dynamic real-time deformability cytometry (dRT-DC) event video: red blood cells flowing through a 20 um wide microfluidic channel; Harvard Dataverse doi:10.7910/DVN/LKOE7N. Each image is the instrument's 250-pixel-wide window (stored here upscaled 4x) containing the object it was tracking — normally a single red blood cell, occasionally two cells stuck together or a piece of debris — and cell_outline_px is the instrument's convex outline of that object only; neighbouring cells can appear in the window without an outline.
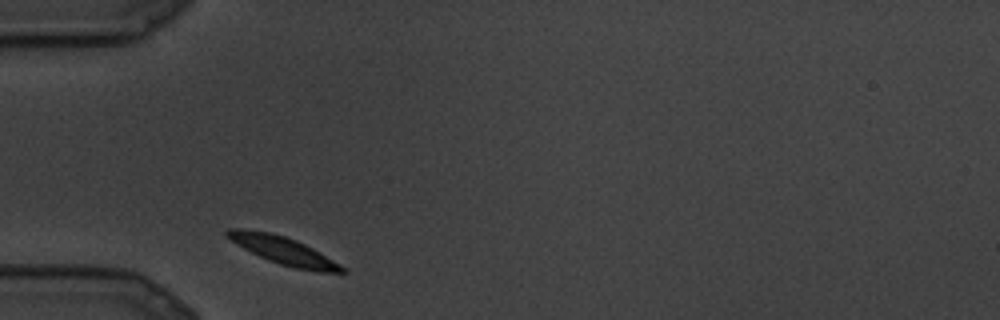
{"species": "common noctule bat (a hibernating species)", "species_latin": "Nyctalus noctula", "temperature_condition": "cold", "stored_images_in_passage": 3, "camera_frame_rate_fps": 3000, "um_per_image_px": 0.085, "animal": {"sex": "male", "body_mass_g": 19.5, "forearm_length_mm": 54.6}, "frame": {"image": 1, "passage_image": 1, "time_ms": 0.0, "image_size_px": [1000, 320], "cell_outline_px": [[348, 272], [320, 272], [296, 268], [280, 264], [268, 260], [236, 244], [224, 236], [224, 232], [228, 228], [244, 228], [272, 232], [296, 240], [312, 248], [340, 264]], "centroid_in_image_um": [24.02, 21.26], "position_along_channel_um": 61.0, "area_um2": 18.44}}
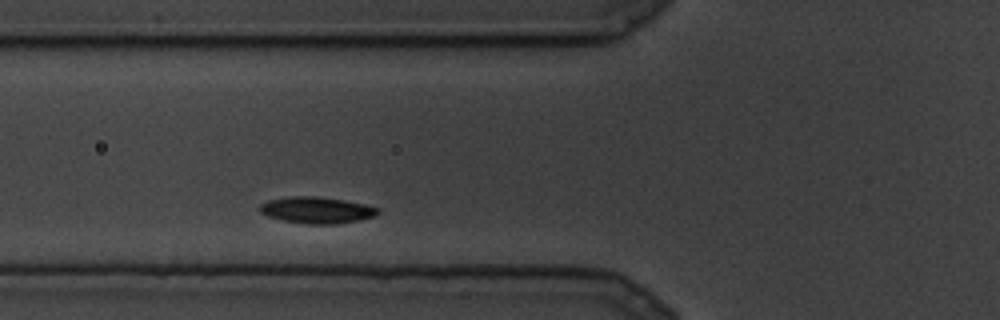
{"frame": {"image": 2, "passage_image": 3, "time_ms": 0.667, "image_size_px": [1000, 320], "cell_outline_px": [[380, 212], [376, 216], [356, 220], [332, 224], [308, 224], [280, 220], [268, 216], [260, 212], [260, 204], [268, 200], [288, 196], [316, 196], [344, 200], [364, 204], [380, 208]], "centroid_in_image_um": [26.91, 17.85], "position_along_channel_um": 98.9, "area_um2": 18.21}}